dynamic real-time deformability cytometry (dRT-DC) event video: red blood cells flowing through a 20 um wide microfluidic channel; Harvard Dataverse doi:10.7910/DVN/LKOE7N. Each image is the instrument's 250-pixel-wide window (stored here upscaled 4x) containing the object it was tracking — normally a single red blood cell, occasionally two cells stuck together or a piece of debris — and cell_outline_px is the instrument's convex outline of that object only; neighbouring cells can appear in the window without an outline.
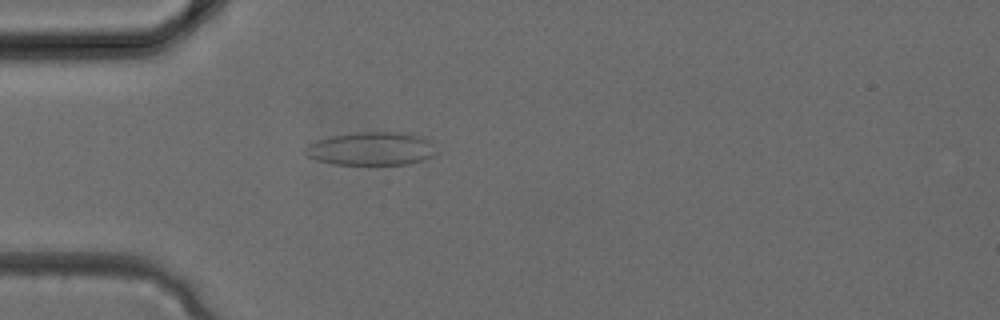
{"species": "common noctule bat (a hibernating species)", "species_latin": "Nyctalus noctula", "temperature_condition": "cold", "stored_images_in_passage": 25, "camera_frame_rate_fps": 3000, "um_per_image_px": 0.085, "animal": {"sex": "female", "body_mass_g": 24.6, "forearm_length_mm": 56.2}, "frame": {"image": 1, "passage_image": 1, "time_ms": 0.0, "image_size_px": [1000, 320], "cell_outline_px": [[440, 152], [424, 160], [408, 164], [336, 164], [316, 160], [308, 156], [304, 152], [304, 148], [308, 144], [316, 140], [332, 136], [356, 132], [400, 132], [424, 136], [432, 140]], "centroid_in_image_um": [31.64, 12.63], "position_along_channel_um": 53.4, "area_um2": 25.84}}
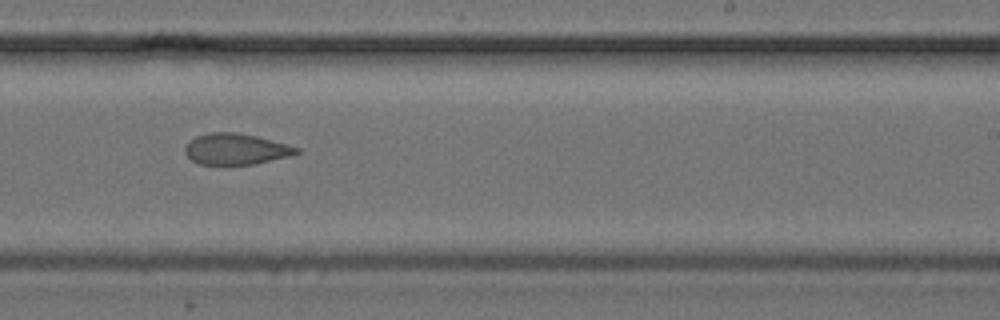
{"frame": {"image": 2, "passage_image": 12, "time_ms": 3.667, "image_size_px": [1000, 320], "cell_outline_px": [[300, 152], [288, 156], [256, 164], [200, 164], [192, 160], [184, 152], [184, 148], [196, 136], [208, 132], [240, 132], [256, 136], [300, 148]], "centroid_in_image_um": [20.04, 12.66], "position_along_channel_um": 269.0, "area_um2": 20.0}}
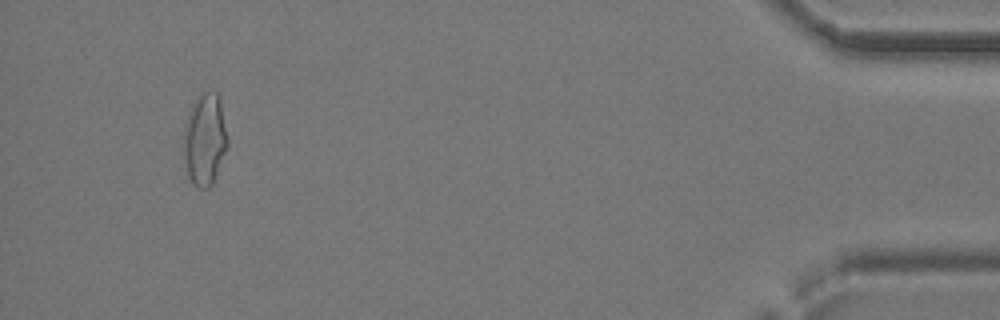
{"frame": {"image": 3, "passage_image": 23, "time_ms": 7.333, "image_size_px": [1000, 320], "cell_outline_px": [[228, 148], [212, 184], [208, 188], [196, 188], [192, 184], [188, 176], [184, 160], [184, 124], [192, 104], [204, 92], [216, 92], [220, 100], [228, 140]], "centroid_in_image_um": [17.41, 11.9], "position_along_channel_um": 417.8, "area_um2": 23.52}}